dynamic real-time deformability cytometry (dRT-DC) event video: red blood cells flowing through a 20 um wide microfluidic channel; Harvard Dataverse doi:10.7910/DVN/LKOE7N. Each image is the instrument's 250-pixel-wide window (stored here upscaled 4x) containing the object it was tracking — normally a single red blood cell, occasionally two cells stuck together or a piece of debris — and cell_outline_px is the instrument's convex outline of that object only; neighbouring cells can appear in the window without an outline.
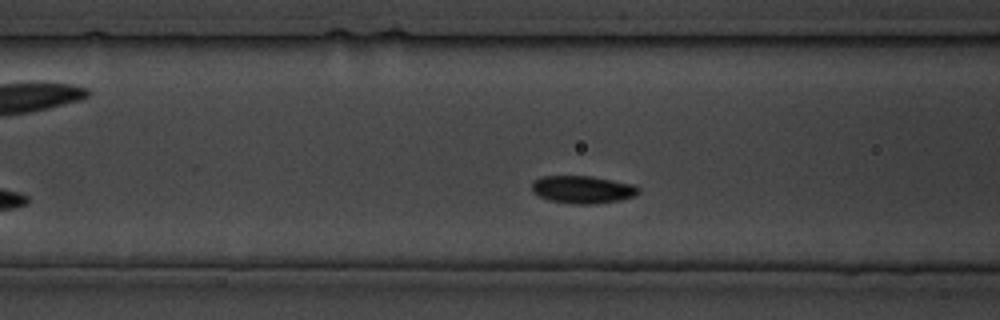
{"species": "common noctule bat (a hibernating species)", "species_latin": "Nyctalus noctula", "temperature_condition": "cold", "stored_images_in_passage": 15, "camera_frame_rate_fps": 3000, "um_per_image_px": 0.085, "animal": {"sex": "male", "body_mass_g": 19.5, "forearm_length_mm": 54.6}, "frame": {"image": 1, "passage_image": 7, "time_ms": 7.667, "image_size_px": [1000, 320], "cell_outline_px": [[640, 192], [636, 196], [620, 200], [592, 204], [572, 204], [552, 200], [540, 196], [532, 192], [532, 180], [540, 176], [592, 176], [632, 184], [640, 188]], "centroid_in_image_um": [49.53, 16.1], "position_along_channel_um": 117.1, "area_um2": 17.22}}
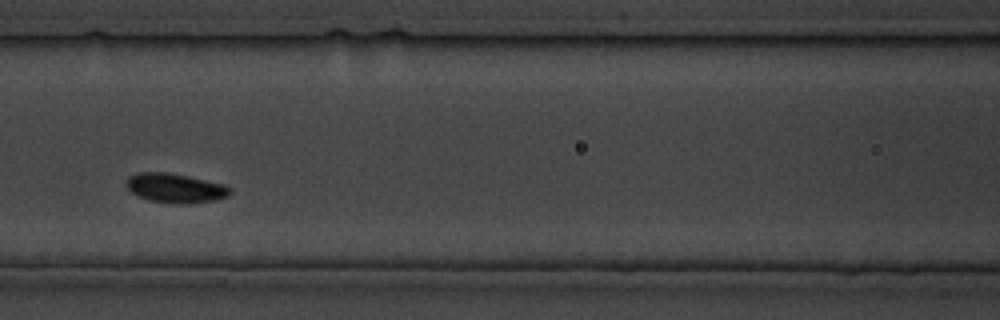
{"frame": {"image": 2, "passage_image": 9, "time_ms": 10.0, "image_size_px": [1000, 320], "cell_outline_px": [[232, 192], [228, 196], [216, 200], [188, 204], [172, 204], [148, 200], [132, 192], [124, 184], [128, 176], [140, 172], [168, 172], [188, 176], [224, 184], [232, 188]], "centroid_in_image_um": [14.92, 15.99], "position_along_channel_um": 151.7, "area_um2": 17.98}}
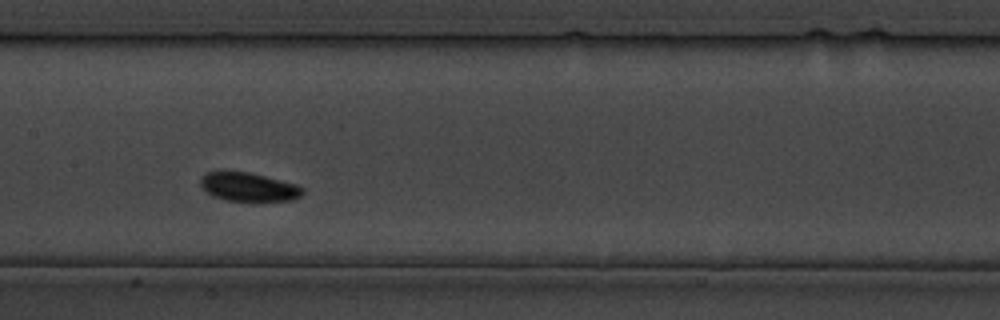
{"frame": {"image": 3, "passage_image": 11, "time_ms": 12.333, "image_size_px": [1000, 320], "cell_outline_px": [[304, 192], [300, 196], [292, 200], [256, 204], [224, 200], [212, 196], [200, 184], [200, 176], [204, 172], [216, 168], [224, 168], [248, 172], [296, 184], [304, 188]], "centroid_in_image_um": [21.07, 15.89], "position_along_channel_um": 186.3, "area_um2": 18.5}}